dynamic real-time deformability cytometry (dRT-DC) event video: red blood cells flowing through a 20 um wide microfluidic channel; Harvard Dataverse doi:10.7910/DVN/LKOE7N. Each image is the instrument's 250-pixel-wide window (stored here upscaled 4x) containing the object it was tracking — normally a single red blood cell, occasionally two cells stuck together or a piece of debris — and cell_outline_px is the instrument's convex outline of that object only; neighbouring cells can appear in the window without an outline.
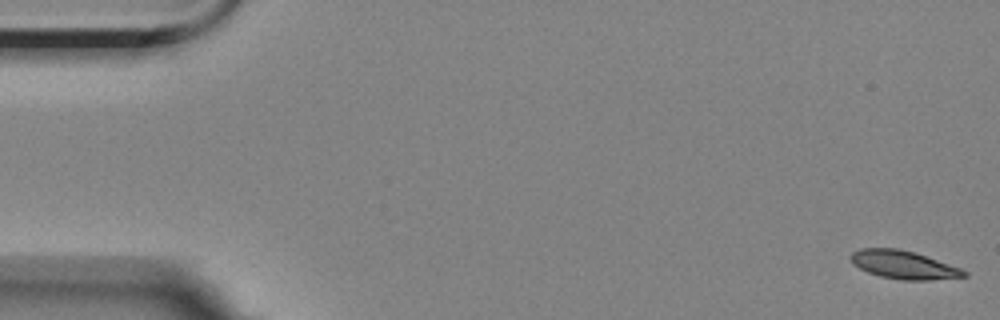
{"species": "Egyptian fruit bat (a non-hibernating species)", "species_latin": "Rousettus aegyptiacus", "temperature_condition": "room temperature", "stored_images_in_passage": 10, "camera_frame_rate_fps": 3000, "um_per_image_px": 0.085, "animal": {"sex": "female"}, "frame": {"image": 1, "passage_image": 1, "time_ms": 0.0, "image_size_px": [1000, 320], "cell_outline_px": [[968, 276], [928, 280], [900, 280], [880, 276], [868, 272], [852, 264], [852, 252], [860, 248], [896, 248], [912, 252], [960, 268], [968, 272]], "centroid_in_image_um": [76.78, 22.52], "position_along_channel_um": 8.2, "area_um2": 18.26}}